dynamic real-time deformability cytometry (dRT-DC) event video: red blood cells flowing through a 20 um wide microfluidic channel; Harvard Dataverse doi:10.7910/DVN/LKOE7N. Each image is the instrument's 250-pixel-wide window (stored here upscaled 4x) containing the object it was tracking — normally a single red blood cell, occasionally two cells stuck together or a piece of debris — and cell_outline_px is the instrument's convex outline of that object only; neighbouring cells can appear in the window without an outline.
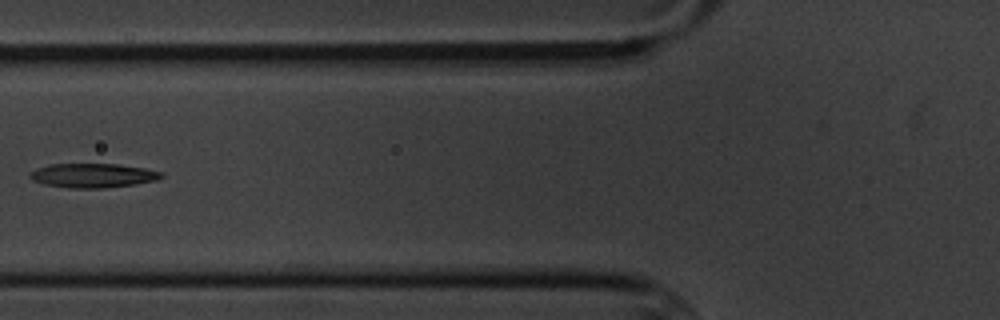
{"species": "common noctule bat (a hibernating species)", "species_latin": "Nyctalus noctula", "temperature_condition": "cold", "stored_images_in_passage": 13, "camera_frame_rate_fps": 3000, "um_per_image_px": 0.085, "animal": {"sex": "male", "body_mass_g": 20.1, "forearm_length_mm": 53.5}, "frame": {"image": 1, "passage_image": 6, "time_ms": 6.667, "image_size_px": [1000, 320], "cell_outline_px": [[164, 176], [156, 180], [136, 184], [104, 188], [68, 188], [44, 184], [32, 180], [28, 176], [36, 168], [52, 164], [116, 164], [144, 168], [164, 172]], "centroid_in_image_um": [7.91, 14.92], "position_along_channel_um": 117.9, "area_um2": 18.55}}
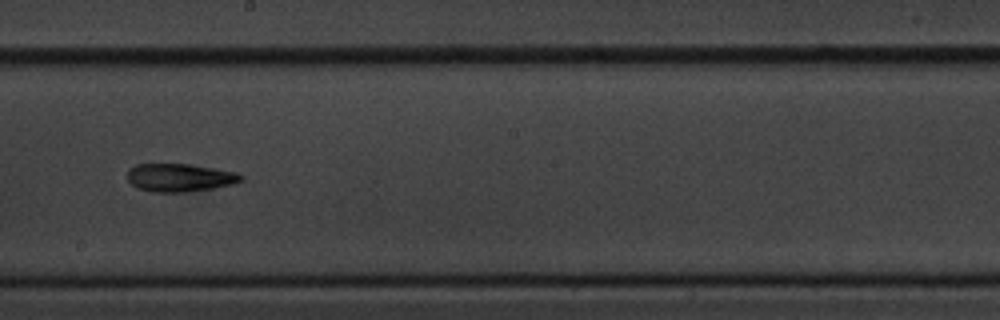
{"frame": {"image": 2, "passage_image": 9, "time_ms": 10.0, "image_size_px": [1000, 320], "cell_outline_px": [[244, 180], [232, 184], [212, 188], [184, 192], [152, 192], [136, 188], [128, 180], [128, 168], [136, 164], [188, 164], [236, 172], [244, 176]], "centroid_in_image_um": [15.26, 15.1], "position_along_channel_um": 232.9, "area_um2": 18.55}}
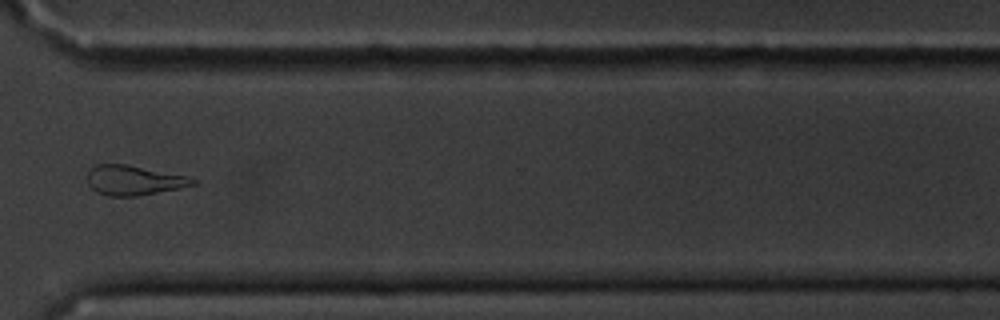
{"frame": {"image": 3, "passage_image": 12, "time_ms": 13.667, "image_size_px": [1000, 320], "cell_outline_px": [[196, 184], [180, 188], [136, 196], [108, 196], [96, 192], [88, 184], [88, 172], [96, 164], [124, 164], [188, 176], [196, 180]], "centroid_in_image_um": [11.37, 15.33], "position_along_channel_um": 359.2, "area_um2": 18.09}, "authors_computed_cell_mechanics": {"area_um2": 18.1492, "velocity_mm_per_s": 3.4498, "shape_relaxation_time_tau1_ms": null, "shape_relaxation_time_tau2_ms": 10.7816, "deformation_change_tau1": null, "deformation_change_tau2": 0.2376}}